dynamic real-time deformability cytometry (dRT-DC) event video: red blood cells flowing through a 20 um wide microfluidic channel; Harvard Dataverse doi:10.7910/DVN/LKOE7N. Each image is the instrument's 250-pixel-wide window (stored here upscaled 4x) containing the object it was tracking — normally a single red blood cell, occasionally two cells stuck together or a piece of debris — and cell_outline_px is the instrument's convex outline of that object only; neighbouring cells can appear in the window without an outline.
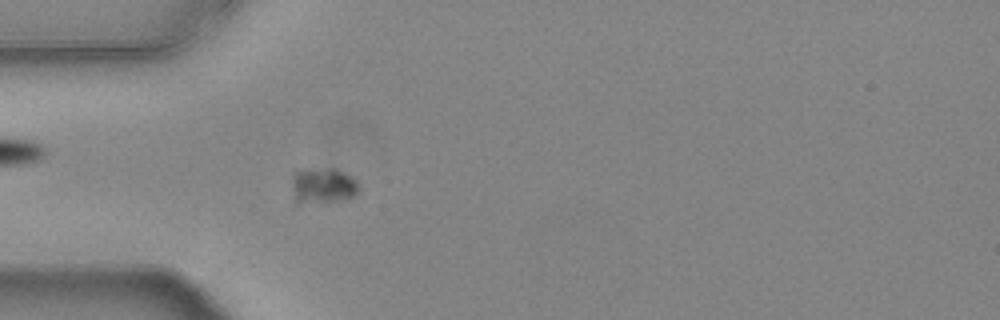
{"species": "common noctule bat (a hibernating species)", "species_latin": "Nyctalus noctula", "temperature_condition": "warm", "stored_images_in_passage": 56, "camera_frame_rate_fps": 3000, "um_per_image_px": 0.085, "animal": {"sex": "female", "body_mass_g": 24.6, "forearm_length_mm": 56.2}, "frame": {"image": 1, "passage_image": 17, "time_ms": 5.333, "image_size_px": [1000, 320], "cell_outline_px": [[360, 188], [356, 196], [348, 200], [300, 204], [296, 204], [292, 184], [292, 172], [304, 168], [336, 168], [344, 172], [356, 180], [360, 184]], "centroid_in_image_um": [27.47, 15.78], "position_along_channel_um": 57.5, "area_um2": 14.62}}
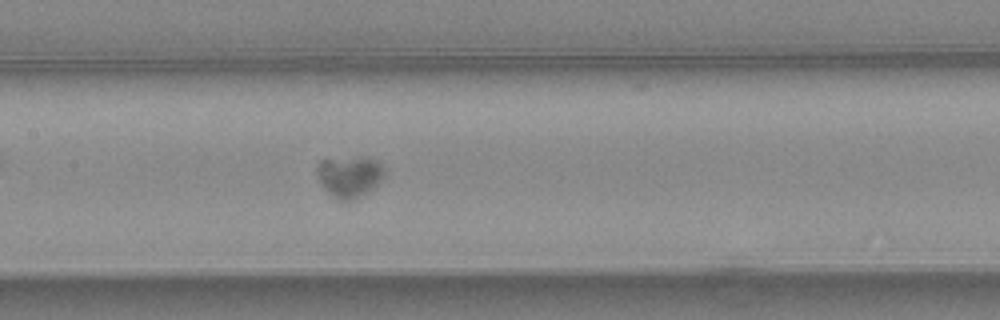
{"frame": {"image": 2, "passage_image": 27, "time_ms": 8.667, "image_size_px": [1000, 320], "cell_outline_px": [[384, 176], [372, 188], [352, 200], [340, 200], [332, 196], [320, 184], [320, 176], [340, 164], [348, 160], [360, 156], [364, 156], [376, 160], [384, 168]], "centroid_in_image_um": [29.96, 15.13], "position_along_channel_um": 177.4, "area_um2": 13.76}}
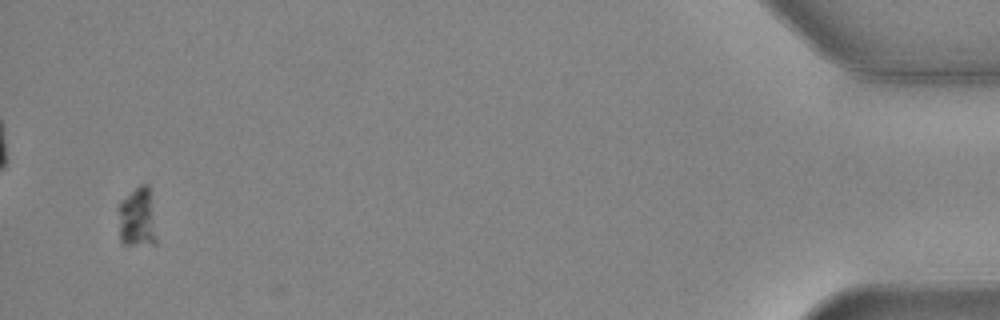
{"frame": {"image": 3, "passage_image": 54, "time_ms": 17.667, "image_size_px": [1000, 320], "cell_outline_px": [[156, 244], [120, 244], [120, 204], [140, 184], [148, 184], [152, 196], [156, 236]], "centroid_in_image_um": [11.72, 18.51], "position_along_channel_um": 423.5, "area_um2": 13.06}, "authors_computed_cell_mechanics": {"area_um2": 13.872, "velocity_mm_per_s": 3.6946, "shape_relaxation_time_tau1_ms": 2.3552, "shape_relaxation_time_tau2_ms": null, "deformation_change_tau1": 0.0417, "deformation_change_tau2": null}}